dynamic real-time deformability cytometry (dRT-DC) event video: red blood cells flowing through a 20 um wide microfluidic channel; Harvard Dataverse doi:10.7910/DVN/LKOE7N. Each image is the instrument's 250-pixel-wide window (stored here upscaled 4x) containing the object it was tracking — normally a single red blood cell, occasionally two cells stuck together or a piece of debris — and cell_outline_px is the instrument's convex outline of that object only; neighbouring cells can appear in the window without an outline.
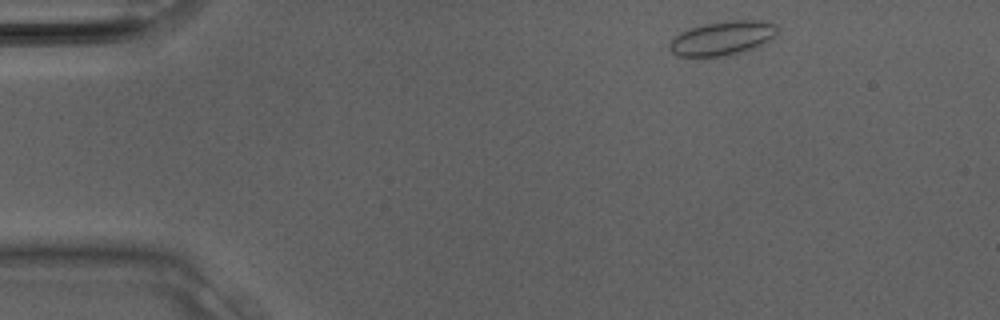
{"species": "Egyptian fruit bat (a non-hibernating species)", "species_latin": "Rousettus aegyptiacus", "temperature_condition": "room temperature", "stored_images_in_passage": 11, "camera_frame_rate_fps": 3000, "um_per_image_px": 0.085, "animal": {"sex": "male"}, "frame": {"image": 1, "passage_image": 2, "time_ms": 0.333, "image_size_px": [1000, 320], "cell_outline_px": [[776, 32], [768, 40], [756, 48], [744, 52], [728, 56], [676, 56], [668, 48], [668, 44], [680, 32], [704, 24], [728, 20], [760, 20], [776, 24]], "centroid_in_image_um": [61.39, 3.25], "position_along_channel_um": 23.6, "area_um2": 21.39}}
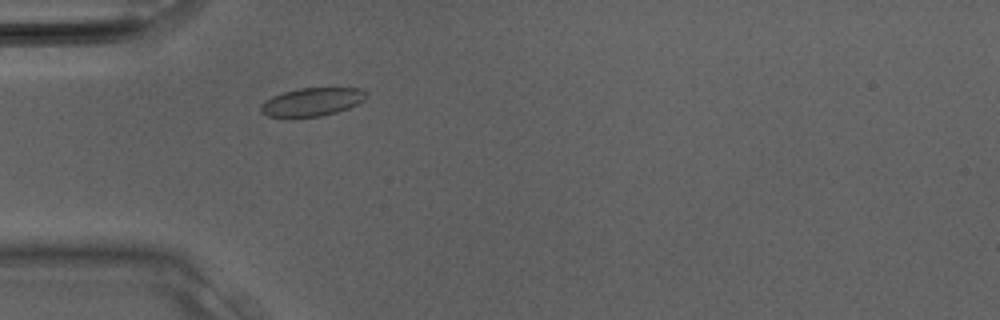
{"frame": {"image": 2, "passage_image": 7, "time_ms": 2.0, "image_size_px": [1000, 320], "cell_outline_px": [[368, 96], [364, 100], [348, 108], [336, 112], [320, 116], [268, 116], [260, 112], [260, 104], [264, 100], [272, 96], [284, 92], [300, 88], [360, 88], [368, 92]], "centroid_in_image_um": [26.53, 8.64], "position_along_channel_um": 58.5, "area_um2": 17.22}}
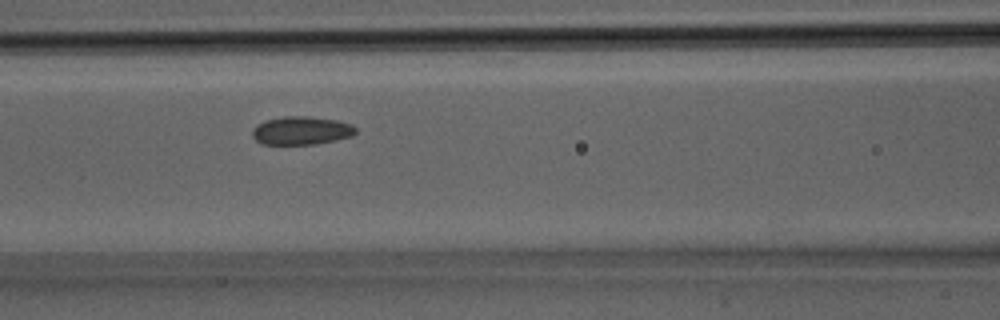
{"frame": {"image": 3, "passage_image": 11, "time_ms": 3.333, "image_size_px": [1000, 320], "cell_outline_px": [[356, 132], [352, 136], [336, 140], [316, 144], [260, 144], [252, 136], [252, 128], [256, 124], [264, 120], [284, 116], [308, 116], [336, 120], [352, 124], [356, 128]], "centroid_in_image_um": [25.59, 11.09], "position_along_channel_um": 141.0, "area_um2": 17.22}}